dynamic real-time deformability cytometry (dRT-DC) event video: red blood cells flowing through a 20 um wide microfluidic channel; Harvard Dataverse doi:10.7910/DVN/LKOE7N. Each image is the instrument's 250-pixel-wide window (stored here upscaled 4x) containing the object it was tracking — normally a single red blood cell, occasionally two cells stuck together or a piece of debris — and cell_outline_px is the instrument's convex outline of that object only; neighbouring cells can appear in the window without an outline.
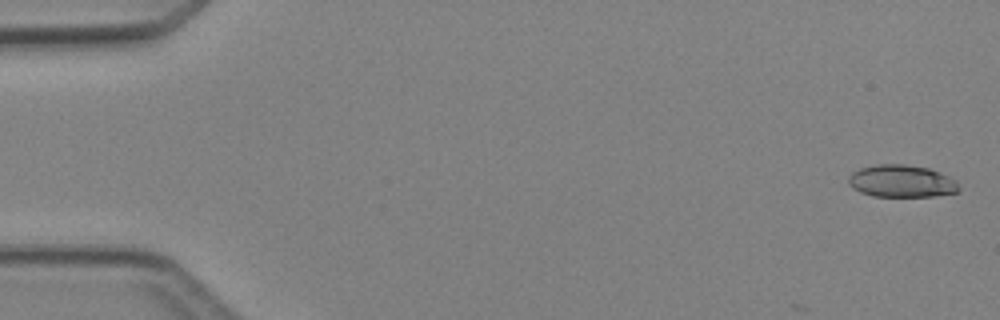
{"species": "Egyptian fruit bat (a non-hibernating species)", "species_latin": "Rousettus aegyptiacus", "temperature_condition": "cold", "stored_images_in_passage": 6, "camera_frame_rate_fps": 3000, "um_per_image_px": 0.085, "animal": {"sex": "female"}, "frame": {"image": 1, "passage_image": 1, "time_ms": 0.0, "image_size_px": [1000, 320], "cell_outline_px": [[960, 188], [956, 192], [936, 196], [872, 196], [860, 192], [852, 188], [848, 184], [848, 176], [852, 172], [860, 168], [876, 164], [904, 164], [928, 168], [948, 176], [956, 180]], "centroid_in_image_um": [76.6, 15.4], "position_along_channel_um": 8.4, "area_um2": 20.87}}
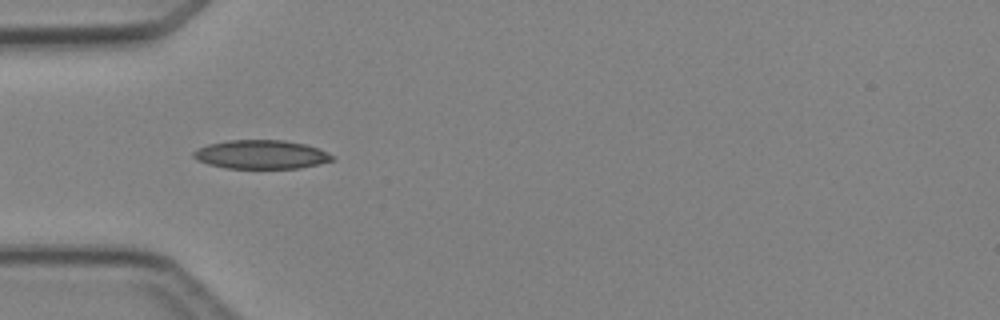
{"frame": {"image": 2, "passage_image": 5, "time_ms": 4.667, "image_size_px": [1000, 320], "cell_outline_px": [[336, 160], [320, 164], [300, 168], [224, 168], [208, 164], [196, 160], [192, 156], [192, 152], [208, 144], [228, 140], [284, 140], [304, 144], [316, 148], [336, 156]], "centroid_in_image_um": [22.21, 13.14], "position_along_channel_um": 62.8, "area_um2": 23.35}}
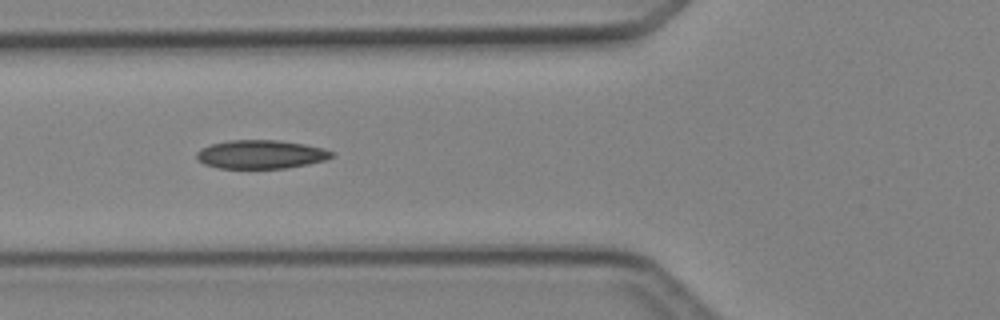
{"frame": {"image": 3, "passage_image": 6, "time_ms": 5.667, "image_size_px": [1000, 320], "cell_outline_px": [[336, 152], [332, 156], [324, 160], [308, 164], [284, 168], [220, 168], [204, 164], [196, 160], [196, 152], [200, 148], [212, 144], [228, 140], [280, 140], [304, 144], [324, 148]], "centroid_in_image_um": [22.16, 13.11], "position_along_channel_um": 103.6, "area_um2": 22.6}}